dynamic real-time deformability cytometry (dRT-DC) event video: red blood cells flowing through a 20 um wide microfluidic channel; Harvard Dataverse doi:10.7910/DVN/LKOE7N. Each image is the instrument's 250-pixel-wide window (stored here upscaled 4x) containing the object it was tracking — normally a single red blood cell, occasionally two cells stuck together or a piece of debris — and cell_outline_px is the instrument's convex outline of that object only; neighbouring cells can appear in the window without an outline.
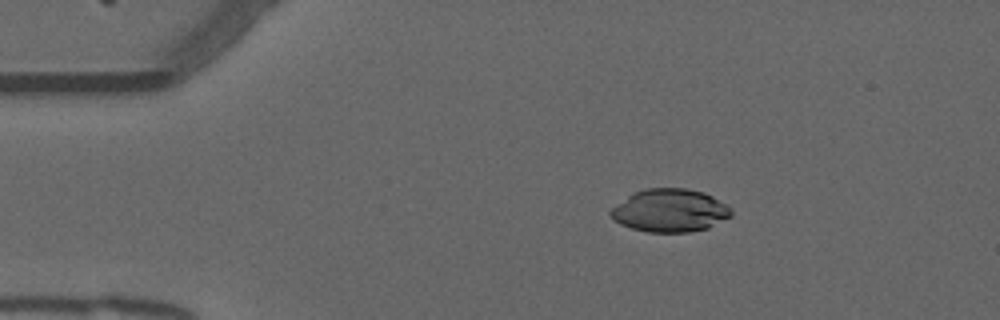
{"species": "common noctule bat (a hibernating species)", "species_latin": "Nyctalus noctula", "temperature_condition": "warm", "stored_images_in_passage": 53, "camera_frame_rate_fps": 3000, "um_per_image_px": 0.085, "animal": {"sex": "male", "forearm_length_mm": 52.5}, "frame": {"image": 1, "passage_image": 9, "time_ms": 2.667, "image_size_px": [1000, 320], "cell_outline_px": [[732, 216], [708, 228], [688, 232], [648, 232], [632, 228], [620, 224], [608, 212], [616, 204], [628, 196], [644, 188], [688, 188], [704, 192], [728, 204], [732, 212]], "centroid_in_image_um": [56.98, 17.88], "position_along_channel_um": 28.0, "area_um2": 30.23}}
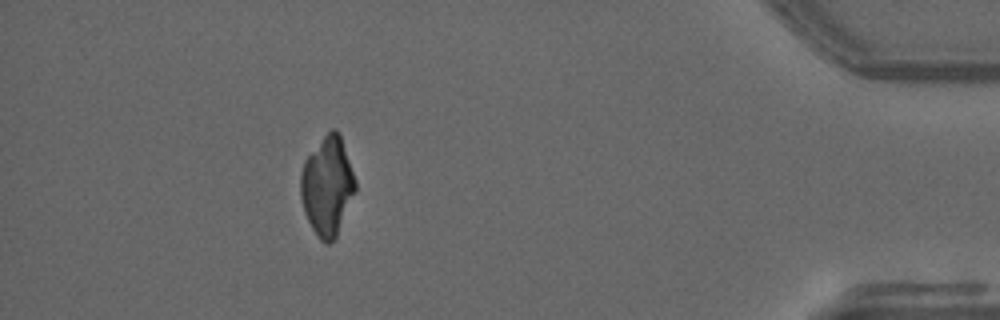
{"frame": {"image": 2, "passage_image": 48, "time_ms": 15.667, "image_size_px": [1000, 320], "cell_outline_px": [[356, 188], [336, 236], [328, 244], [324, 244], [316, 236], [304, 212], [300, 196], [300, 176], [304, 160], [324, 136], [332, 128], [336, 128], [340, 136], [356, 180]], "centroid_in_image_um": [27.8, 15.83], "position_along_channel_um": 407.4, "area_um2": 31.1}}